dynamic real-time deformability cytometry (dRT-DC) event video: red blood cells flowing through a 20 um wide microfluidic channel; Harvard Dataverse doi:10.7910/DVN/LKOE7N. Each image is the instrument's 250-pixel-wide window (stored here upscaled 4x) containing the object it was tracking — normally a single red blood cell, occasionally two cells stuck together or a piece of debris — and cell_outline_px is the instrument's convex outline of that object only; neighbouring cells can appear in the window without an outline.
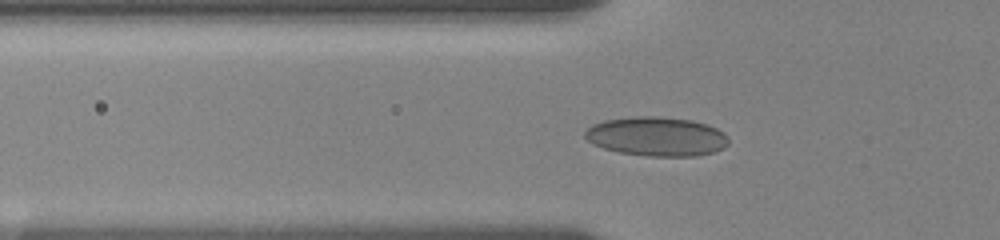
{"species": "human", "species_latin": "Homo sapiens", "temperature_condition": "room temperature", "stored_images_in_passage": 15, "camera_frame_rate_fps": 3000, "um_per_image_px": 0.085, "donor": {"sex": "female"}, "frame": {"image": 1, "passage_image": 6, "time_ms": 1.667, "image_size_px": [1000, 240], "cell_outline_px": [[728, 144], [724, 148], [712, 152], [696, 156], [648, 156], [620, 152], [604, 148], [592, 144], [584, 136], [584, 132], [592, 124], [604, 120], [636, 116], [660, 116], [692, 120], [708, 124], [724, 132], [728, 136]], "centroid_in_image_um": [55.82, 11.59], "position_along_channel_um": 70.0, "area_um2": 32.95}}
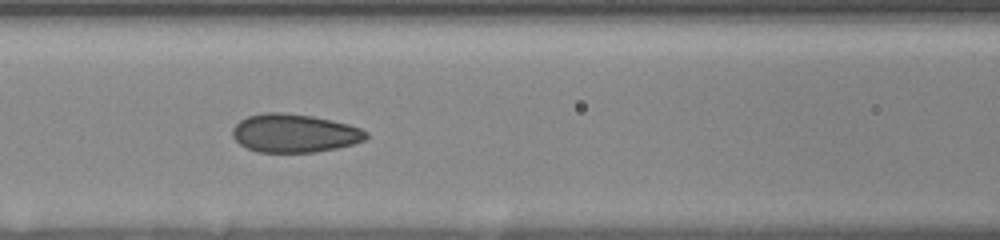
{"frame": {"image": 2, "passage_image": 12, "time_ms": 3.667, "image_size_px": [1000, 240], "cell_outline_px": [[368, 136], [364, 140], [352, 144], [336, 148], [316, 152], [256, 152], [240, 144], [232, 136], [232, 128], [240, 120], [248, 116], [268, 112], [284, 112], [312, 116], [348, 124], [360, 128], [368, 132]], "centroid_in_image_um": [25.01, 11.32], "position_along_channel_um": 141.6, "area_um2": 29.82}}
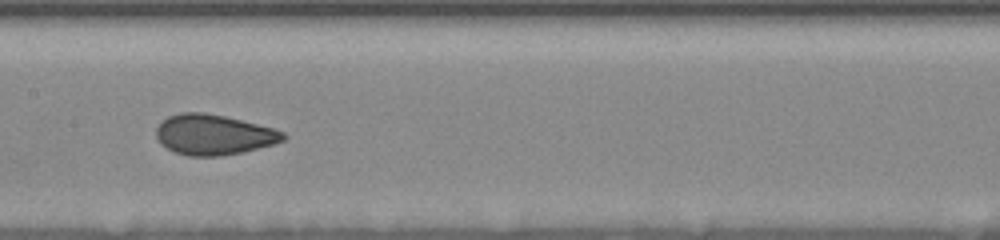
{"frame": {"image": 3, "passage_image": 14, "time_ms": 5.0, "image_size_px": [1000, 240], "cell_outline_px": [[288, 136], [284, 140], [272, 144], [244, 152], [220, 156], [188, 156], [176, 152], [160, 144], [156, 136], [156, 128], [168, 116], [180, 112], [204, 112], [224, 116], [272, 128], [284, 132]], "centroid_in_image_um": [18.15, 11.45], "position_along_channel_um": 189.3, "area_um2": 29.71}}